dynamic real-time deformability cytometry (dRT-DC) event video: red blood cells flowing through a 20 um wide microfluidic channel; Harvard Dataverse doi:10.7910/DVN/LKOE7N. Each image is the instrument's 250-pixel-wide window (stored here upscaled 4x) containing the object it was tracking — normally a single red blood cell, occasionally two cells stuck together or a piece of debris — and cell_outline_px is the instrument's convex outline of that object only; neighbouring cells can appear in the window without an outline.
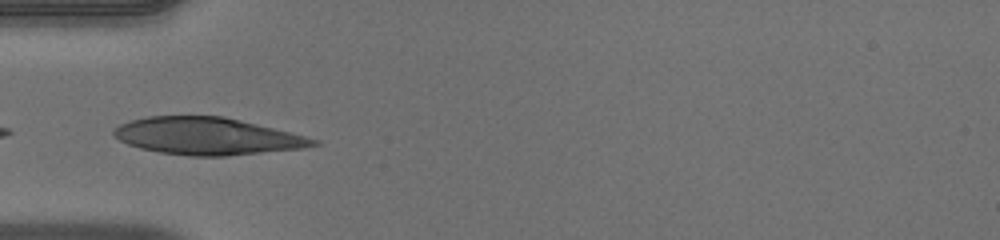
{"species": "human", "species_latin": "Homo sapiens", "temperature_condition": "warm", "stored_images_in_passage": 35, "camera_frame_rate_fps": 3000, "um_per_image_px": 0.085, "donor": {"sex": "male"}, "frame": {"image": 1, "passage_image": 1, "time_ms": 0.0, "image_size_px": [1000, 240], "cell_outline_px": [[320, 144], [300, 148], [228, 156], [192, 156], [160, 152], [140, 148], [128, 144], [120, 140], [112, 132], [120, 124], [132, 120], [148, 116], [224, 116], [320, 140]], "centroid_in_image_um": [17.59, 11.57], "position_along_channel_um": 67.4, "area_um2": 42.66}}
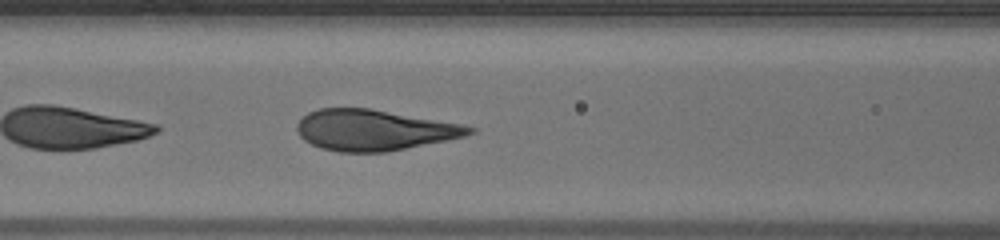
{"frame": {"image": 2, "passage_image": 6, "time_ms": 1.667, "image_size_px": [1000, 240], "cell_outline_px": [[476, 132], [464, 136], [448, 140], [388, 152], [340, 152], [320, 148], [304, 140], [300, 136], [296, 128], [296, 124], [308, 112], [320, 108], [368, 108], [460, 124], [476, 128]], "centroid_in_image_um": [31.77, 11.06], "position_along_channel_um": 134.8, "area_um2": 40.81}, "authors_computed_cell_mechanics": {"area_um2": 42.2518, "velocity_mm_per_s": 4.0255, "shape_relaxation_time_tau1_ms": 4.1667, "shape_relaxation_time_tau2_ms": null, "deformation_change_tau1": 0.2006, "deformation_change_tau2": null}}